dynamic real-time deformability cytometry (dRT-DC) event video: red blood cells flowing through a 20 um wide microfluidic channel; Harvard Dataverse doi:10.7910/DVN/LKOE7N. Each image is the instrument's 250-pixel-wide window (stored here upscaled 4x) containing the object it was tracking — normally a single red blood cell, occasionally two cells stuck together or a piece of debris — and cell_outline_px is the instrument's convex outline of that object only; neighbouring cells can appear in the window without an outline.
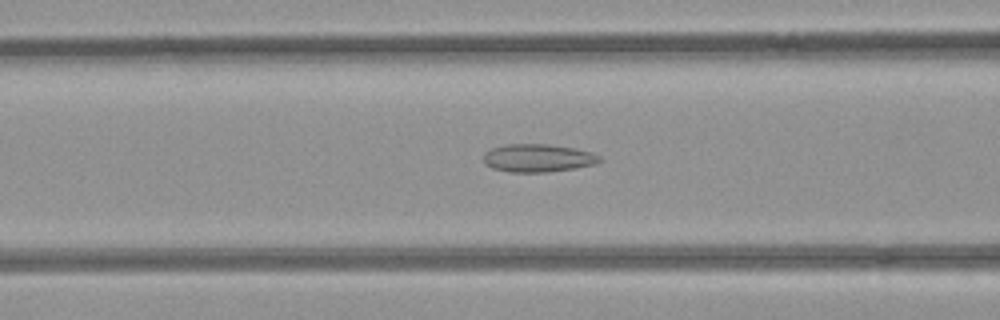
{"species": "common noctule bat (a hibernating species)", "species_latin": "Nyctalus noctula", "temperature_condition": "room temperature", "stored_images_in_passage": 48, "camera_frame_rate_fps": 3000, "um_per_image_px": 0.085, "animal": {"sex": "female", "body_mass_g": 21.9}, "frame": {"image": 1, "passage_image": 17, "time_ms": 5.333, "image_size_px": [1000, 320], "cell_outline_px": [[600, 160], [596, 164], [576, 168], [548, 172], [508, 172], [492, 168], [484, 164], [484, 152], [492, 148], [508, 144], [548, 144], [576, 148], [592, 152], [600, 156]], "centroid_in_image_um": [45.72, 13.43], "position_along_channel_um": 120.9, "area_um2": 19.07}}
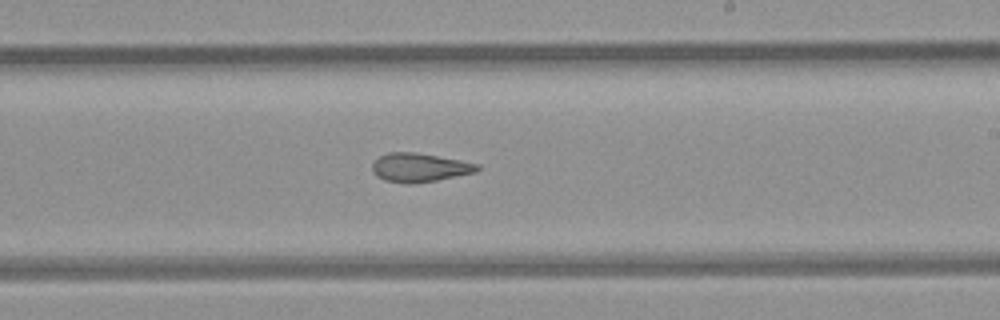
{"frame": {"image": 2, "passage_image": 27, "time_ms": 8.667, "image_size_px": [1000, 320], "cell_outline_px": [[480, 168], [476, 172], [436, 180], [412, 184], [408, 184], [384, 180], [376, 176], [372, 172], [372, 164], [380, 156], [388, 152], [416, 152], [460, 160], [480, 164]], "centroid_in_image_um": [35.65, 14.24], "position_along_channel_um": 253.4, "area_um2": 17.63}}
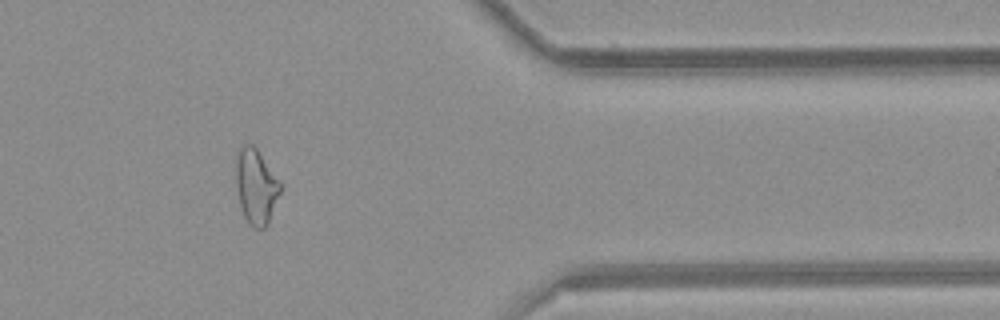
{"frame": {"image": 3, "passage_image": 39, "time_ms": 12.667, "image_size_px": [1000, 320], "cell_outline_px": [[284, 188], [268, 224], [264, 228], [252, 228], [248, 224], [244, 216], [240, 204], [236, 188], [236, 152], [240, 144], [252, 144], [256, 148]], "centroid_in_image_um": [21.77, 15.86], "position_along_channel_um": 389.6, "area_um2": 19.77}, "authors_computed_cell_mechanics": {"area_um2": 19.7387, "velocity_mm_per_s": 3.9758, "shape_relaxation_time_tau1_ms": null, "shape_relaxation_time_tau2_ms": 2.6855, "deformation_change_tau1": null, "deformation_change_tau2": 0.1017}}